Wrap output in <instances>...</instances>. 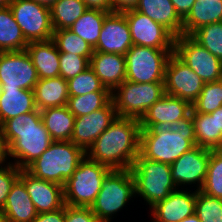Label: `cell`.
Segmentation results:
<instances>
[{
	"label": "cell",
	"instance_id": "1",
	"mask_svg": "<svg viewBox=\"0 0 222 222\" xmlns=\"http://www.w3.org/2000/svg\"><path fill=\"white\" fill-rule=\"evenodd\" d=\"M140 121L117 116L87 150L86 156L111 170L130 169L139 155Z\"/></svg>",
	"mask_w": 222,
	"mask_h": 222
},
{
	"label": "cell",
	"instance_id": "2",
	"mask_svg": "<svg viewBox=\"0 0 222 222\" xmlns=\"http://www.w3.org/2000/svg\"><path fill=\"white\" fill-rule=\"evenodd\" d=\"M9 149L12 164L25 170L52 144L53 140L41 119V112H28L6 120L0 127Z\"/></svg>",
	"mask_w": 222,
	"mask_h": 222
},
{
	"label": "cell",
	"instance_id": "3",
	"mask_svg": "<svg viewBox=\"0 0 222 222\" xmlns=\"http://www.w3.org/2000/svg\"><path fill=\"white\" fill-rule=\"evenodd\" d=\"M192 112L172 127L140 129L139 153L146 159L172 164L196 145Z\"/></svg>",
	"mask_w": 222,
	"mask_h": 222
},
{
	"label": "cell",
	"instance_id": "4",
	"mask_svg": "<svg viewBox=\"0 0 222 222\" xmlns=\"http://www.w3.org/2000/svg\"><path fill=\"white\" fill-rule=\"evenodd\" d=\"M85 156L86 152L72 141H53L25 170L36 178L64 187Z\"/></svg>",
	"mask_w": 222,
	"mask_h": 222
},
{
	"label": "cell",
	"instance_id": "5",
	"mask_svg": "<svg viewBox=\"0 0 222 222\" xmlns=\"http://www.w3.org/2000/svg\"><path fill=\"white\" fill-rule=\"evenodd\" d=\"M130 171L136 196L142 197L149 208L178 189L172 180L170 164L146 159L139 153Z\"/></svg>",
	"mask_w": 222,
	"mask_h": 222
},
{
	"label": "cell",
	"instance_id": "6",
	"mask_svg": "<svg viewBox=\"0 0 222 222\" xmlns=\"http://www.w3.org/2000/svg\"><path fill=\"white\" fill-rule=\"evenodd\" d=\"M134 196L136 197L135 181L130 169L111 170L90 208L101 222H111L113 216Z\"/></svg>",
	"mask_w": 222,
	"mask_h": 222
},
{
	"label": "cell",
	"instance_id": "7",
	"mask_svg": "<svg viewBox=\"0 0 222 222\" xmlns=\"http://www.w3.org/2000/svg\"><path fill=\"white\" fill-rule=\"evenodd\" d=\"M110 171L107 166L85 156L63 187L65 205L91 207Z\"/></svg>",
	"mask_w": 222,
	"mask_h": 222
},
{
	"label": "cell",
	"instance_id": "8",
	"mask_svg": "<svg viewBox=\"0 0 222 222\" xmlns=\"http://www.w3.org/2000/svg\"><path fill=\"white\" fill-rule=\"evenodd\" d=\"M164 95V82L134 83L125 80L112 92V101L118 116L140 120Z\"/></svg>",
	"mask_w": 222,
	"mask_h": 222
},
{
	"label": "cell",
	"instance_id": "9",
	"mask_svg": "<svg viewBox=\"0 0 222 222\" xmlns=\"http://www.w3.org/2000/svg\"><path fill=\"white\" fill-rule=\"evenodd\" d=\"M174 49L132 45L126 52V80L134 83L164 82L165 68Z\"/></svg>",
	"mask_w": 222,
	"mask_h": 222
},
{
	"label": "cell",
	"instance_id": "10",
	"mask_svg": "<svg viewBox=\"0 0 222 222\" xmlns=\"http://www.w3.org/2000/svg\"><path fill=\"white\" fill-rule=\"evenodd\" d=\"M9 7L28 43L53 38L50 8L32 0H12Z\"/></svg>",
	"mask_w": 222,
	"mask_h": 222
},
{
	"label": "cell",
	"instance_id": "11",
	"mask_svg": "<svg viewBox=\"0 0 222 222\" xmlns=\"http://www.w3.org/2000/svg\"><path fill=\"white\" fill-rule=\"evenodd\" d=\"M174 53L195 72L204 83L222 78V61L196 42L190 35L175 37Z\"/></svg>",
	"mask_w": 222,
	"mask_h": 222
},
{
	"label": "cell",
	"instance_id": "12",
	"mask_svg": "<svg viewBox=\"0 0 222 222\" xmlns=\"http://www.w3.org/2000/svg\"><path fill=\"white\" fill-rule=\"evenodd\" d=\"M39 77L26 50L0 52L1 88L34 90Z\"/></svg>",
	"mask_w": 222,
	"mask_h": 222
},
{
	"label": "cell",
	"instance_id": "13",
	"mask_svg": "<svg viewBox=\"0 0 222 222\" xmlns=\"http://www.w3.org/2000/svg\"><path fill=\"white\" fill-rule=\"evenodd\" d=\"M204 81L174 52L165 68V94L178 97L192 104L204 87Z\"/></svg>",
	"mask_w": 222,
	"mask_h": 222
},
{
	"label": "cell",
	"instance_id": "14",
	"mask_svg": "<svg viewBox=\"0 0 222 222\" xmlns=\"http://www.w3.org/2000/svg\"><path fill=\"white\" fill-rule=\"evenodd\" d=\"M128 21L133 45L157 49H174L175 36L162 24L137 10L123 13Z\"/></svg>",
	"mask_w": 222,
	"mask_h": 222
},
{
	"label": "cell",
	"instance_id": "15",
	"mask_svg": "<svg viewBox=\"0 0 222 222\" xmlns=\"http://www.w3.org/2000/svg\"><path fill=\"white\" fill-rule=\"evenodd\" d=\"M209 159L210 150L195 145L173 162L171 176L178 189L195 184L196 190L200 191L206 179Z\"/></svg>",
	"mask_w": 222,
	"mask_h": 222
},
{
	"label": "cell",
	"instance_id": "16",
	"mask_svg": "<svg viewBox=\"0 0 222 222\" xmlns=\"http://www.w3.org/2000/svg\"><path fill=\"white\" fill-rule=\"evenodd\" d=\"M117 116L114 103L111 100L99 110L88 115L75 117L74 130L70 141L87 152Z\"/></svg>",
	"mask_w": 222,
	"mask_h": 222
},
{
	"label": "cell",
	"instance_id": "17",
	"mask_svg": "<svg viewBox=\"0 0 222 222\" xmlns=\"http://www.w3.org/2000/svg\"><path fill=\"white\" fill-rule=\"evenodd\" d=\"M191 110L192 107L188 101L165 94L139 120L140 129L172 127L179 120L187 117Z\"/></svg>",
	"mask_w": 222,
	"mask_h": 222
},
{
	"label": "cell",
	"instance_id": "18",
	"mask_svg": "<svg viewBox=\"0 0 222 222\" xmlns=\"http://www.w3.org/2000/svg\"><path fill=\"white\" fill-rule=\"evenodd\" d=\"M132 45L126 16L123 13H109L104 19L94 51L125 55Z\"/></svg>",
	"mask_w": 222,
	"mask_h": 222
},
{
	"label": "cell",
	"instance_id": "19",
	"mask_svg": "<svg viewBox=\"0 0 222 222\" xmlns=\"http://www.w3.org/2000/svg\"><path fill=\"white\" fill-rule=\"evenodd\" d=\"M19 179L25 184L37 213L53 212L65 206L63 186L36 178L26 170H21Z\"/></svg>",
	"mask_w": 222,
	"mask_h": 222
},
{
	"label": "cell",
	"instance_id": "20",
	"mask_svg": "<svg viewBox=\"0 0 222 222\" xmlns=\"http://www.w3.org/2000/svg\"><path fill=\"white\" fill-rule=\"evenodd\" d=\"M181 189H177L151 207L154 222H180L195 213L197 190L194 188V191H188L189 189L184 190V187Z\"/></svg>",
	"mask_w": 222,
	"mask_h": 222
},
{
	"label": "cell",
	"instance_id": "21",
	"mask_svg": "<svg viewBox=\"0 0 222 222\" xmlns=\"http://www.w3.org/2000/svg\"><path fill=\"white\" fill-rule=\"evenodd\" d=\"M90 67L105 88L111 92L126 80L124 55L94 51L90 59Z\"/></svg>",
	"mask_w": 222,
	"mask_h": 222
},
{
	"label": "cell",
	"instance_id": "22",
	"mask_svg": "<svg viewBox=\"0 0 222 222\" xmlns=\"http://www.w3.org/2000/svg\"><path fill=\"white\" fill-rule=\"evenodd\" d=\"M26 51L32 59L39 79L60 76V53L53 39L29 42Z\"/></svg>",
	"mask_w": 222,
	"mask_h": 222
},
{
	"label": "cell",
	"instance_id": "23",
	"mask_svg": "<svg viewBox=\"0 0 222 222\" xmlns=\"http://www.w3.org/2000/svg\"><path fill=\"white\" fill-rule=\"evenodd\" d=\"M6 222H32L37 216L25 184L18 178L11 186L6 203L1 210Z\"/></svg>",
	"mask_w": 222,
	"mask_h": 222
},
{
	"label": "cell",
	"instance_id": "24",
	"mask_svg": "<svg viewBox=\"0 0 222 222\" xmlns=\"http://www.w3.org/2000/svg\"><path fill=\"white\" fill-rule=\"evenodd\" d=\"M135 10L162 24L175 37L183 34V20L171 0H139Z\"/></svg>",
	"mask_w": 222,
	"mask_h": 222
},
{
	"label": "cell",
	"instance_id": "25",
	"mask_svg": "<svg viewBox=\"0 0 222 222\" xmlns=\"http://www.w3.org/2000/svg\"><path fill=\"white\" fill-rule=\"evenodd\" d=\"M36 108L41 111L49 107L67 105L68 81L61 76L39 79L34 87Z\"/></svg>",
	"mask_w": 222,
	"mask_h": 222
},
{
	"label": "cell",
	"instance_id": "26",
	"mask_svg": "<svg viewBox=\"0 0 222 222\" xmlns=\"http://www.w3.org/2000/svg\"><path fill=\"white\" fill-rule=\"evenodd\" d=\"M34 90L2 88L0 96V125L6 120L35 111Z\"/></svg>",
	"mask_w": 222,
	"mask_h": 222
},
{
	"label": "cell",
	"instance_id": "27",
	"mask_svg": "<svg viewBox=\"0 0 222 222\" xmlns=\"http://www.w3.org/2000/svg\"><path fill=\"white\" fill-rule=\"evenodd\" d=\"M222 22V0H196L183 19V35H191L201 26Z\"/></svg>",
	"mask_w": 222,
	"mask_h": 222
},
{
	"label": "cell",
	"instance_id": "28",
	"mask_svg": "<svg viewBox=\"0 0 222 222\" xmlns=\"http://www.w3.org/2000/svg\"><path fill=\"white\" fill-rule=\"evenodd\" d=\"M40 112L44 127L51 135L53 141L71 140L75 116L69 111L66 105L49 107Z\"/></svg>",
	"mask_w": 222,
	"mask_h": 222
},
{
	"label": "cell",
	"instance_id": "29",
	"mask_svg": "<svg viewBox=\"0 0 222 222\" xmlns=\"http://www.w3.org/2000/svg\"><path fill=\"white\" fill-rule=\"evenodd\" d=\"M196 145L217 150L222 145V132H218L217 113H192Z\"/></svg>",
	"mask_w": 222,
	"mask_h": 222
},
{
	"label": "cell",
	"instance_id": "30",
	"mask_svg": "<svg viewBox=\"0 0 222 222\" xmlns=\"http://www.w3.org/2000/svg\"><path fill=\"white\" fill-rule=\"evenodd\" d=\"M27 45L10 7L0 8V52L26 50Z\"/></svg>",
	"mask_w": 222,
	"mask_h": 222
},
{
	"label": "cell",
	"instance_id": "31",
	"mask_svg": "<svg viewBox=\"0 0 222 222\" xmlns=\"http://www.w3.org/2000/svg\"><path fill=\"white\" fill-rule=\"evenodd\" d=\"M109 13L99 9H88L74 22L70 30L94 49L97 45L104 19Z\"/></svg>",
	"mask_w": 222,
	"mask_h": 222
},
{
	"label": "cell",
	"instance_id": "32",
	"mask_svg": "<svg viewBox=\"0 0 222 222\" xmlns=\"http://www.w3.org/2000/svg\"><path fill=\"white\" fill-rule=\"evenodd\" d=\"M87 10L82 0H57L50 7L53 30L70 29Z\"/></svg>",
	"mask_w": 222,
	"mask_h": 222
},
{
	"label": "cell",
	"instance_id": "33",
	"mask_svg": "<svg viewBox=\"0 0 222 222\" xmlns=\"http://www.w3.org/2000/svg\"><path fill=\"white\" fill-rule=\"evenodd\" d=\"M111 100L112 92H92L69 97L66 106L75 117H80L105 107Z\"/></svg>",
	"mask_w": 222,
	"mask_h": 222
},
{
	"label": "cell",
	"instance_id": "34",
	"mask_svg": "<svg viewBox=\"0 0 222 222\" xmlns=\"http://www.w3.org/2000/svg\"><path fill=\"white\" fill-rule=\"evenodd\" d=\"M52 39L54 40L59 53L80 55L86 57L89 61L93 55L94 49L70 29L54 31Z\"/></svg>",
	"mask_w": 222,
	"mask_h": 222
},
{
	"label": "cell",
	"instance_id": "35",
	"mask_svg": "<svg viewBox=\"0 0 222 222\" xmlns=\"http://www.w3.org/2000/svg\"><path fill=\"white\" fill-rule=\"evenodd\" d=\"M222 106V83H205L198 98L191 104L192 113L210 114Z\"/></svg>",
	"mask_w": 222,
	"mask_h": 222
},
{
	"label": "cell",
	"instance_id": "36",
	"mask_svg": "<svg viewBox=\"0 0 222 222\" xmlns=\"http://www.w3.org/2000/svg\"><path fill=\"white\" fill-rule=\"evenodd\" d=\"M92 92L111 91L105 88L90 66L77 76L68 80L69 97L81 96Z\"/></svg>",
	"mask_w": 222,
	"mask_h": 222
},
{
	"label": "cell",
	"instance_id": "37",
	"mask_svg": "<svg viewBox=\"0 0 222 222\" xmlns=\"http://www.w3.org/2000/svg\"><path fill=\"white\" fill-rule=\"evenodd\" d=\"M190 36L222 61V22L201 26Z\"/></svg>",
	"mask_w": 222,
	"mask_h": 222
},
{
	"label": "cell",
	"instance_id": "38",
	"mask_svg": "<svg viewBox=\"0 0 222 222\" xmlns=\"http://www.w3.org/2000/svg\"><path fill=\"white\" fill-rule=\"evenodd\" d=\"M201 191L222 199V154L218 150H210L207 175Z\"/></svg>",
	"mask_w": 222,
	"mask_h": 222
},
{
	"label": "cell",
	"instance_id": "39",
	"mask_svg": "<svg viewBox=\"0 0 222 222\" xmlns=\"http://www.w3.org/2000/svg\"><path fill=\"white\" fill-rule=\"evenodd\" d=\"M195 214L202 222H222V199L197 191Z\"/></svg>",
	"mask_w": 222,
	"mask_h": 222
},
{
	"label": "cell",
	"instance_id": "40",
	"mask_svg": "<svg viewBox=\"0 0 222 222\" xmlns=\"http://www.w3.org/2000/svg\"><path fill=\"white\" fill-rule=\"evenodd\" d=\"M60 76L69 80L90 66V61L86 57L72 53H60Z\"/></svg>",
	"mask_w": 222,
	"mask_h": 222
},
{
	"label": "cell",
	"instance_id": "41",
	"mask_svg": "<svg viewBox=\"0 0 222 222\" xmlns=\"http://www.w3.org/2000/svg\"><path fill=\"white\" fill-rule=\"evenodd\" d=\"M21 169L12 163L0 168V211L4 207L11 186L19 178Z\"/></svg>",
	"mask_w": 222,
	"mask_h": 222
},
{
	"label": "cell",
	"instance_id": "42",
	"mask_svg": "<svg viewBox=\"0 0 222 222\" xmlns=\"http://www.w3.org/2000/svg\"><path fill=\"white\" fill-rule=\"evenodd\" d=\"M64 222H101L90 207H72L65 205Z\"/></svg>",
	"mask_w": 222,
	"mask_h": 222
},
{
	"label": "cell",
	"instance_id": "43",
	"mask_svg": "<svg viewBox=\"0 0 222 222\" xmlns=\"http://www.w3.org/2000/svg\"><path fill=\"white\" fill-rule=\"evenodd\" d=\"M65 221V206L53 212L38 213L32 222H64Z\"/></svg>",
	"mask_w": 222,
	"mask_h": 222
},
{
	"label": "cell",
	"instance_id": "44",
	"mask_svg": "<svg viewBox=\"0 0 222 222\" xmlns=\"http://www.w3.org/2000/svg\"><path fill=\"white\" fill-rule=\"evenodd\" d=\"M112 12L124 13L129 10H134L138 5L139 0H111Z\"/></svg>",
	"mask_w": 222,
	"mask_h": 222
},
{
	"label": "cell",
	"instance_id": "45",
	"mask_svg": "<svg viewBox=\"0 0 222 222\" xmlns=\"http://www.w3.org/2000/svg\"><path fill=\"white\" fill-rule=\"evenodd\" d=\"M195 1L196 0H171L175 11L182 20L188 15Z\"/></svg>",
	"mask_w": 222,
	"mask_h": 222
},
{
	"label": "cell",
	"instance_id": "46",
	"mask_svg": "<svg viewBox=\"0 0 222 222\" xmlns=\"http://www.w3.org/2000/svg\"><path fill=\"white\" fill-rule=\"evenodd\" d=\"M88 9H99L112 13L111 0H82Z\"/></svg>",
	"mask_w": 222,
	"mask_h": 222
},
{
	"label": "cell",
	"instance_id": "47",
	"mask_svg": "<svg viewBox=\"0 0 222 222\" xmlns=\"http://www.w3.org/2000/svg\"><path fill=\"white\" fill-rule=\"evenodd\" d=\"M8 159H9V162H7ZM9 163H11L10 158H9V149H8L6 141L2 138V135L0 133V168L8 165Z\"/></svg>",
	"mask_w": 222,
	"mask_h": 222
},
{
	"label": "cell",
	"instance_id": "48",
	"mask_svg": "<svg viewBox=\"0 0 222 222\" xmlns=\"http://www.w3.org/2000/svg\"><path fill=\"white\" fill-rule=\"evenodd\" d=\"M212 113H217L218 132H222V106Z\"/></svg>",
	"mask_w": 222,
	"mask_h": 222
},
{
	"label": "cell",
	"instance_id": "49",
	"mask_svg": "<svg viewBox=\"0 0 222 222\" xmlns=\"http://www.w3.org/2000/svg\"><path fill=\"white\" fill-rule=\"evenodd\" d=\"M32 1H35L36 3H39L43 6L50 8L57 0H32Z\"/></svg>",
	"mask_w": 222,
	"mask_h": 222
},
{
	"label": "cell",
	"instance_id": "50",
	"mask_svg": "<svg viewBox=\"0 0 222 222\" xmlns=\"http://www.w3.org/2000/svg\"><path fill=\"white\" fill-rule=\"evenodd\" d=\"M180 222H202V221L194 213L193 215H190L187 218L182 219Z\"/></svg>",
	"mask_w": 222,
	"mask_h": 222
},
{
	"label": "cell",
	"instance_id": "51",
	"mask_svg": "<svg viewBox=\"0 0 222 222\" xmlns=\"http://www.w3.org/2000/svg\"><path fill=\"white\" fill-rule=\"evenodd\" d=\"M12 0H0V8L9 7Z\"/></svg>",
	"mask_w": 222,
	"mask_h": 222
},
{
	"label": "cell",
	"instance_id": "52",
	"mask_svg": "<svg viewBox=\"0 0 222 222\" xmlns=\"http://www.w3.org/2000/svg\"><path fill=\"white\" fill-rule=\"evenodd\" d=\"M0 222H6L1 211H0Z\"/></svg>",
	"mask_w": 222,
	"mask_h": 222
},
{
	"label": "cell",
	"instance_id": "53",
	"mask_svg": "<svg viewBox=\"0 0 222 222\" xmlns=\"http://www.w3.org/2000/svg\"><path fill=\"white\" fill-rule=\"evenodd\" d=\"M217 150L222 154V145Z\"/></svg>",
	"mask_w": 222,
	"mask_h": 222
},
{
	"label": "cell",
	"instance_id": "54",
	"mask_svg": "<svg viewBox=\"0 0 222 222\" xmlns=\"http://www.w3.org/2000/svg\"><path fill=\"white\" fill-rule=\"evenodd\" d=\"M1 92H2V88H1V84H0V96H1Z\"/></svg>",
	"mask_w": 222,
	"mask_h": 222
}]
</instances>
